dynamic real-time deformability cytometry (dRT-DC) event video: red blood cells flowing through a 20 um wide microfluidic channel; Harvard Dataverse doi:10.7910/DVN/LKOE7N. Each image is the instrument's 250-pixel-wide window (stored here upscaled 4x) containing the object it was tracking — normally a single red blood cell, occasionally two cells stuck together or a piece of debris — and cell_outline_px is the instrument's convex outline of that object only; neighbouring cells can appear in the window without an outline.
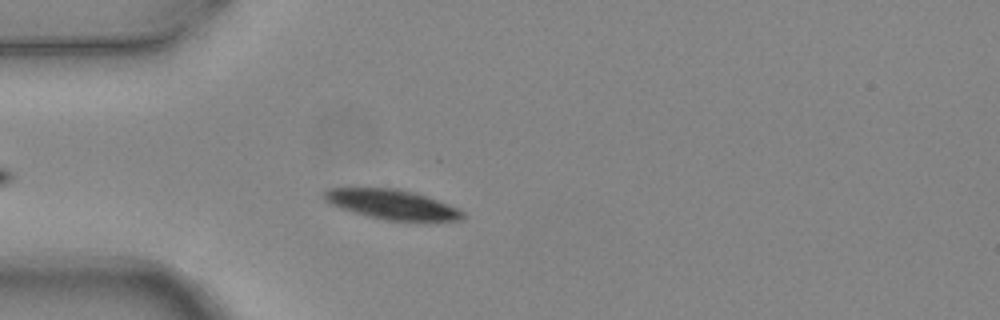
{"species": "common noctule bat (a hibernating species)", "species_latin": "Nyctalus noctula", "temperature_condition": "warm", "stored_images_in_passage": 4, "camera_frame_rate_fps": 3000, "um_per_image_px": 0.085, "animal": {"sex": "female", "body_mass_g": 24.6, "forearm_length_mm": 56.2}, "frame": {"image": 1, "passage_image": 4, "time_ms": 1.0, "image_size_px": [1000, 320], "cell_outline_px": [[464, 216], [460, 220], [388, 220], [368, 216], [340, 208], [324, 200], [324, 192], [328, 188], [396, 188], [416, 192], [460, 208], [464, 212]], "centroid_in_image_um": [33.33, 17.36], "position_along_channel_um": 51.7, "area_um2": 23.76}}